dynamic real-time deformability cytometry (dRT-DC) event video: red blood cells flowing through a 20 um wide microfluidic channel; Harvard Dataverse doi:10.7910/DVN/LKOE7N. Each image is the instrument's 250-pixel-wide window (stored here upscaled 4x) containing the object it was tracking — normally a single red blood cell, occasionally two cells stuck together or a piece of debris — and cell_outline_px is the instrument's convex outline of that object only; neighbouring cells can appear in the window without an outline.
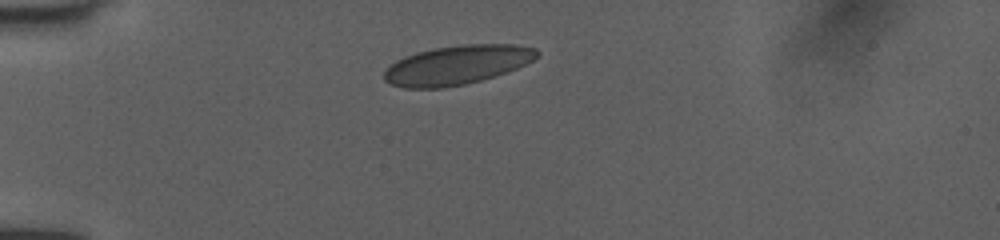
{"species": "human", "species_latin": "Homo sapiens", "temperature_condition": "room temperature", "stored_images_in_passage": 33, "camera_frame_rate_fps": 3000, "um_per_image_px": 0.085, "donor": {"sex": "female"}, "frame": {"image": 1, "passage_image": 1, "time_ms": 0.0, "image_size_px": [1000, 240], "cell_outline_px": [[540, 52], [532, 60], [516, 68], [480, 80], [464, 84], [440, 88], [404, 88], [392, 84], [384, 80], [384, 72], [396, 60], [404, 56], [416, 52], [432, 48], [460, 44], [512, 44], [536, 48]], "centroid_in_image_um": [38.81, 5.51], "position_along_channel_um": 46.2, "area_um2": 34.56}}
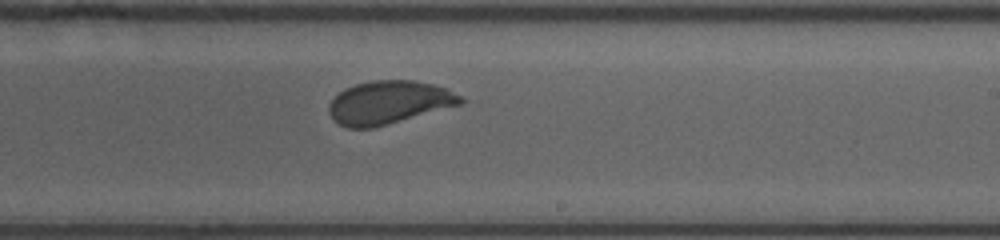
{"frame": {"image": 2, "passage_image": 19, "time_ms": 6.0, "image_size_px": [1000, 240], "cell_outline_px": [[464, 100], [460, 104], [388, 124], [372, 128], [348, 128], [340, 124], [328, 112], [328, 104], [344, 88], [356, 84], [372, 80], [416, 80], [448, 88], [460, 96]], "centroid_in_image_um": [33.04, 8.69], "position_along_channel_um": 256.0, "area_um2": 32.83}}
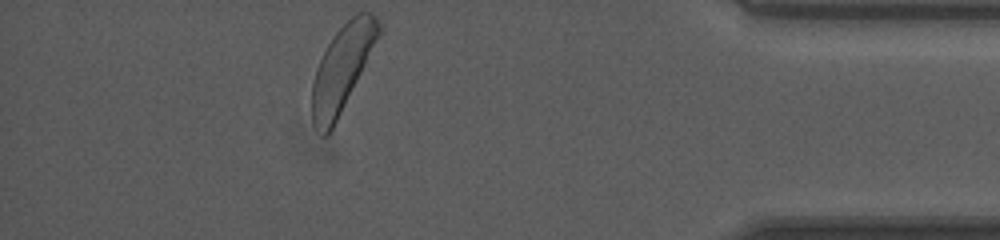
{"frame": {"image": 3, "passage_image": 33, "time_ms": 10.667, "image_size_px": [1000, 240], "cell_outline_px": [[380, 32], [332, 128], [324, 136], [312, 120], [312, 84], [316, 68], [328, 44], [336, 32], [356, 12], [372, 12], [380, 20]], "centroid_in_image_um": [29.06, 5.73], "position_along_channel_um": 406.1, "area_um2": 31.73}, "authors_computed_cell_mechanics": {"area_um2": 33.235, "velocity_mm_per_s": 4.016, "shape_relaxation_time_tau1_ms": 2.8088, "shape_relaxation_time_tau2_ms": null, "deformation_change_tau1": 0.1114, "deformation_change_tau2": null}}